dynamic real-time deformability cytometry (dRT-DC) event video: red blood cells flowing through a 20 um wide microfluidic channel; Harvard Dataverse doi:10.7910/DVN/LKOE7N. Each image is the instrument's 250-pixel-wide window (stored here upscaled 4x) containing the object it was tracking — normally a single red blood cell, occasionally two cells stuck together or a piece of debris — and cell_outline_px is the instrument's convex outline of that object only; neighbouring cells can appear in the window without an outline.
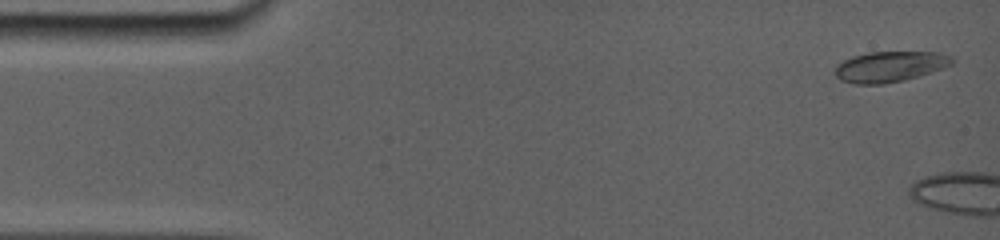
{"species": "common noctule bat (a hibernating species)", "species_latin": "Nyctalus noctula", "temperature_condition": "room temperature", "stored_images_in_passage": 4, "camera_frame_rate_fps": 5000, "um_per_image_px": 0.085, "animal": {"sex": "female", "body_mass_g": 19.0, "forearm_length_mm": 56.7}, "frame": {"image": 1, "passage_image": 2, "time_ms": 0.4, "image_size_px": [1000, 240], "cell_outline_px": [[956, 60], [952, 64], [944, 68], [904, 80], [884, 84], [852, 84], [840, 80], [832, 72], [836, 64], [852, 56], [868, 52], [936, 52], [952, 56]], "centroid_in_image_um": [75.6, 5.66], "position_along_channel_um": 9.4, "area_um2": 21.15}}